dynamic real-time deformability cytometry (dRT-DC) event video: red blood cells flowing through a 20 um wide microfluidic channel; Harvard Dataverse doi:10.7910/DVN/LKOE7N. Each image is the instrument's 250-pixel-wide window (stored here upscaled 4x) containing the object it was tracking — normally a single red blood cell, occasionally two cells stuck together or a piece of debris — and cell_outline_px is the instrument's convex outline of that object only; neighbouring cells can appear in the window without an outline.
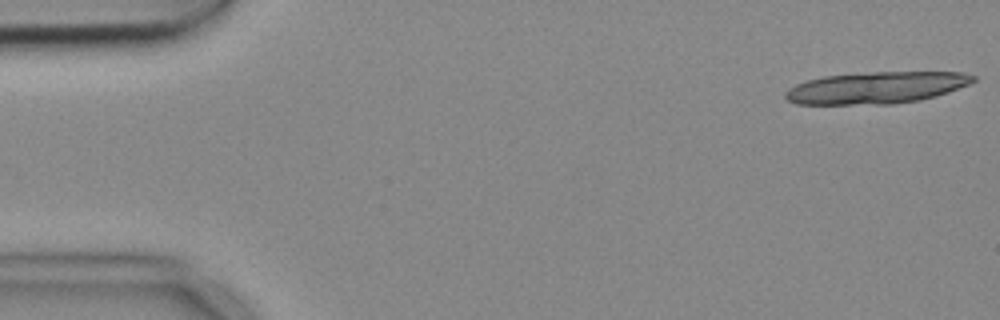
{"species": "common noctule bat (a hibernating species)", "species_latin": "Nyctalus noctula", "temperature_condition": "cold", "stored_images_in_passage": 5, "camera_frame_rate_fps": 3000, "um_per_image_px": 0.085, "animal": {"sex": "female", "body_mass_g": 18.4}, "frame": {"image": 1, "passage_image": 1, "time_ms": 0.0, "image_size_px": [1000, 320], "cell_outline_px": [[976, 80], [968, 84], [948, 92], [936, 96], [920, 100], [892, 104], [796, 104], [788, 100], [784, 96], [784, 92], [788, 88], [796, 84], [808, 80], [824, 76], [872, 72], [964, 72], [976, 76]], "centroid_in_image_um": [74.49, 7.45], "position_along_channel_um": 10.5, "area_um2": 34.8}}